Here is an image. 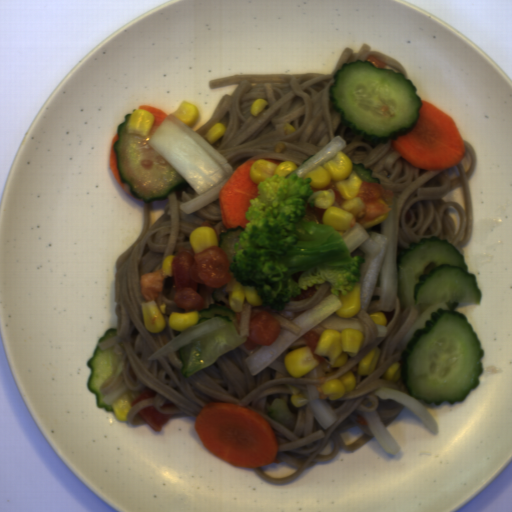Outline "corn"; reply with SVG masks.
I'll return each instance as SVG.
<instances>
[{
  "instance_id": "corn-16",
  "label": "corn",
  "mask_w": 512,
  "mask_h": 512,
  "mask_svg": "<svg viewBox=\"0 0 512 512\" xmlns=\"http://www.w3.org/2000/svg\"><path fill=\"white\" fill-rule=\"evenodd\" d=\"M403 377V369L401 362H393L384 372L383 378L395 383L396 380Z\"/></svg>"
},
{
  "instance_id": "corn-19",
  "label": "corn",
  "mask_w": 512,
  "mask_h": 512,
  "mask_svg": "<svg viewBox=\"0 0 512 512\" xmlns=\"http://www.w3.org/2000/svg\"><path fill=\"white\" fill-rule=\"evenodd\" d=\"M290 403L295 407L296 409H300L304 405L309 403V399L305 398L302 393H299L297 395L290 396Z\"/></svg>"
},
{
  "instance_id": "corn-17",
  "label": "corn",
  "mask_w": 512,
  "mask_h": 512,
  "mask_svg": "<svg viewBox=\"0 0 512 512\" xmlns=\"http://www.w3.org/2000/svg\"><path fill=\"white\" fill-rule=\"evenodd\" d=\"M268 104V100L258 98L250 104L249 113L257 118Z\"/></svg>"
},
{
  "instance_id": "corn-21",
  "label": "corn",
  "mask_w": 512,
  "mask_h": 512,
  "mask_svg": "<svg viewBox=\"0 0 512 512\" xmlns=\"http://www.w3.org/2000/svg\"><path fill=\"white\" fill-rule=\"evenodd\" d=\"M388 217V214H382L381 216H379L378 218L374 219L373 221L371 222H365L364 224H361V226L363 228H366V227H374L380 223H382L384 220H386Z\"/></svg>"
},
{
  "instance_id": "corn-23",
  "label": "corn",
  "mask_w": 512,
  "mask_h": 512,
  "mask_svg": "<svg viewBox=\"0 0 512 512\" xmlns=\"http://www.w3.org/2000/svg\"><path fill=\"white\" fill-rule=\"evenodd\" d=\"M283 130L285 131V135H288L290 133H293L296 131L295 127L290 125L289 123H285V126L283 128Z\"/></svg>"
},
{
  "instance_id": "corn-13",
  "label": "corn",
  "mask_w": 512,
  "mask_h": 512,
  "mask_svg": "<svg viewBox=\"0 0 512 512\" xmlns=\"http://www.w3.org/2000/svg\"><path fill=\"white\" fill-rule=\"evenodd\" d=\"M133 400L125 392L114 398L110 402L112 413H114L116 419L120 422H128V412L132 409L131 403Z\"/></svg>"
},
{
  "instance_id": "corn-18",
  "label": "corn",
  "mask_w": 512,
  "mask_h": 512,
  "mask_svg": "<svg viewBox=\"0 0 512 512\" xmlns=\"http://www.w3.org/2000/svg\"><path fill=\"white\" fill-rule=\"evenodd\" d=\"M176 255L170 254L167 255L165 258H163V261L161 263V270L163 271L164 275L166 277H173L172 276V261Z\"/></svg>"
},
{
  "instance_id": "corn-22",
  "label": "corn",
  "mask_w": 512,
  "mask_h": 512,
  "mask_svg": "<svg viewBox=\"0 0 512 512\" xmlns=\"http://www.w3.org/2000/svg\"><path fill=\"white\" fill-rule=\"evenodd\" d=\"M284 149H286V145L285 143H276L273 150L275 153L279 154L281 151H283Z\"/></svg>"
},
{
  "instance_id": "corn-1",
  "label": "corn",
  "mask_w": 512,
  "mask_h": 512,
  "mask_svg": "<svg viewBox=\"0 0 512 512\" xmlns=\"http://www.w3.org/2000/svg\"><path fill=\"white\" fill-rule=\"evenodd\" d=\"M354 164L346 153L339 150L336 156L304 176V179L310 177L312 187L323 188L333 182L346 201L339 206L336 194L330 188L313 194L314 206L325 210L321 217L322 224L331 225L340 238L351 228L354 216L365 206L363 199L356 197L364 181L354 170Z\"/></svg>"
},
{
  "instance_id": "corn-3",
  "label": "corn",
  "mask_w": 512,
  "mask_h": 512,
  "mask_svg": "<svg viewBox=\"0 0 512 512\" xmlns=\"http://www.w3.org/2000/svg\"><path fill=\"white\" fill-rule=\"evenodd\" d=\"M283 362L291 377L297 380L315 370L320 364L313 357L308 345L285 353Z\"/></svg>"
},
{
  "instance_id": "corn-5",
  "label": "corn",
  "mask_w": 512,
  "mask_h": 512,
  "mask_svg": "<svg viewBox=\"0 0 512 512\" xmlns=\"http://www.w3.org/2000/svg\"><path fill=\"white\" fill-rule=\"evenodd\" d=\"M297 169L298 166L292 161L283 160L279 165H276L265 158H260L250 166L249 174L252 181L258 184L274 174L288 178L292 173H296Z\"/></svg>"
},
{
  "instance_id": "corn-2",
  "label": "corn",
  "mask_w": 512,
  "mask_h": 512,
  "mask_svg": "<svg viewBox=\"0 0 512 512\" xmlns=\"http://www.w3.org/2000/svg\"><path fill=\"white\" fill-rule=\"evenodd\" d=\"M364 333L355 328H344L341 332L327 329L320 333V340L314 350L324 358L331 368H340L346 364L349 357L359 354Z\"/></svg>"
},
{
  "instance_id": "corn-6",
  "label": "corn",
  "mask_w": 512,
  "mask_h": 512,
  "mask_svg": "<svg viewBox=\"0 0 512 512\" xmlns=\"http://www.w3.org/2000/svg\"><path fill=\"white\" fill-rule=\"evenodd\" d=\"M141 309L144 326L150 333L159 334L165 329L167 326L164 317L167 310L166 302L158 307L155 300H144L141 303Z\"/></svg>"
},
{
  "instance_id": "corn-11",
  "label": "corn",
  "mask_w": 512,
  "mask_h": 512,
  "mask_svg": "<svg viewBox=\"0 0 512 512\" xmlns=\"http://www.w3.org/2000/svg\"><path fill=\"white\" fill-rule=\"evenodd\" d=\"M200 319L199 311H190L180 313L178 311H171L168 315V324L178 331H183L187 328L195 326Z\"/></svg>"
},
{
  "instance_id": "corn-8",
  "label": "corn",
  "mask_w": 512,
  "mask_h": 512,
  "mask_svg": "<svg viewBox=\"0 0 512 512\" xmlns=\"http://www.w3.org/2000/svg\"><path fill=\"white\" fill-rule=\"evenodd\" d=\"M342 306L336 309L337 316L341 318H352L359 315L362 309L361 279L356 283L352 291L347 295L338 296Z\"/></svg>"
},
{
  "instance_id": "corn-15",
  "label": "corn",
  "mask_w": 512,
  "mask_h": 512,
  "mask_svg": "<svg viewBox=\"0 0 512 512\" xmlns=\"http://www.w3.org/2000/svg\"><path fill=\"white\" fill-rule=\"evenodd\" d=\"M226 132L223 123L217 122L211 129H209L202 137L206 143L212 145Z\"/></svg>"
},
{
  "instance_id": "corn-20",
  "label": "corn",
  "mask_w": 512,
  "mask_h": 512,
  "mask_svg": "<svg viewBox=\"0 0 512 512\" xmlns=\"http://www.w3.org/2000/svg\"><path fill=\"white\" fill-rule=\"evenodd\" d=\"M374 324H382L384 326L387 325V318L385 312H372L368 315Z\"/></svg>"
},
{
  "instance_id": "corn-9",
  "label": "corn",
  "mask_w": 512,
  "mask_h": 512,
  "mask_svg": "<svg viewBox=\"0 0 512 512\" xmlns=\"http://www.w3.org/2000/svg\"><path fill=\"white\" fill-rule=\"evenodd\" d=\"M154 124V115L148 110L138 108L130 113L125 131L127 134H138L146 137L150 134Z\"/></svg>"
},
{
  "instance_id": "corn-12",
  "label": "corn",
  "mask_w": 512,
  "mask_h": 512,
  "mask_svg": "<svg viewBox=\"0 0 512 512\" xmlns=\"http://www.w3.org/2000/svg\"><path fill=\"white\" fill-rule=\"evenodd\" d=\"M171 115L181 120L189 129H192L199 119L200 109L194 103L182 100L178 109Z\"/></svg>"
},
{
  "instance_id": "corn-7",
  "label": "corn",
  "mask_w": 512,
  "mask_h": 512,
  "mask_svg": "<svg viewBox=\"0 0 512 512\" xmlns=\"http://www.w3.org/2000/svg\"><path fill=\"white\" fill-rule=\"evenodd\" d=\"M356 385V377L351 371H348L339 379L323 382L320 390L324 396H328V400L334 401L340 399L346 392L354 390Z\"/></svg>"
},
{
  "instance_id": "corn-14",
  "label": "corn",
  "mask_w": 512,
  "mask_h": 512,
  "mask_svg": "<svg viewBox=\"0 0 512 512\" xmlns=\"http://www.w3.org/2000/svg\"><path fill=\"white\" fill-rule=\"evenodd\" d=\"M381 350L378 346L372 347L359 361L357 376L371 375L380 358Z\"/></svg>"
},
{
  "instance_id": "corn-4",
  "label": "corn",
  "mask_w": 512,
  "mask_h": 512,
  "mask_svg": "<svg viewBox=\"0 0 512 512\" xmlns=\"http://www.w3.org/2000/svg\"><path fill=\"white\" fill-rule=\"evenodd\" d=\"M224 290L227 293L228 308L234 312V314H241L244 306V301L250 306H261L263 305L262 300L257 296L256 289L253 287H244L238 283L233 277L231 280L224 285Z\"/></svg>"
},
{
  "instance_id": "corn-10",
  "label": "corn",
  "mask_w": 512,
  "mask_h": 512,
  "mask_svg": "<svg viewBox=\"0 0 512 512\" xmlns=\"http://www.w3.org/2000/svg\"><path fill=\"white\" fill-rule=\"evenodd\" d=\"M189 249L197 254L209 246H218V237L212 227L199 226L193 230L189 237Z\"/></svg>"
}]
</instances>
